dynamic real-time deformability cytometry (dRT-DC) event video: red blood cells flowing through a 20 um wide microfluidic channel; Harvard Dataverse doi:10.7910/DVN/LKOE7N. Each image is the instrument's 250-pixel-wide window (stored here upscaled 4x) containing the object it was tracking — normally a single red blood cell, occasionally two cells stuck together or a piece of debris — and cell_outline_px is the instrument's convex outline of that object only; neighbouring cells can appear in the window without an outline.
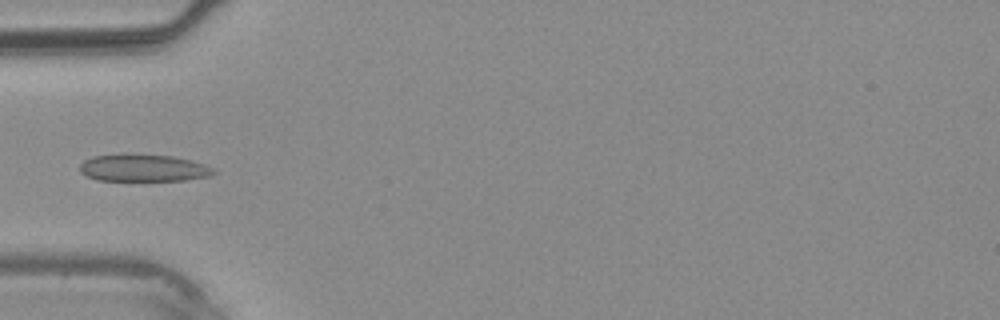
{"species": "common noctule bat (a hibernating species)", "species_latin": "Nyctalus noctula", "temperature_condition": "warm", "stored_images_in_passage": 33, "camera_frame_rate_fps": 3000, "um_per_image_px": 0.085, "animal": {"sex": "male", "body_mass_g": 20.4}, "frame": {"image": 1, "passage_image": 8, "time_ms": 2.333, "image_size_px": [1000, 320], "cell_outline_px": [[216, 172], [212, 176], [184, 180], [96, 180], [80, 172], [80, 164], [84, 160], [92, 156], [124, 152], [128, 152], [172, 156], [204, 164], [212, 168]], "centroid_in_image_um": [12.14, 14.24], "position_along_channel_um": 72.9, "area_um2": 21.56}}
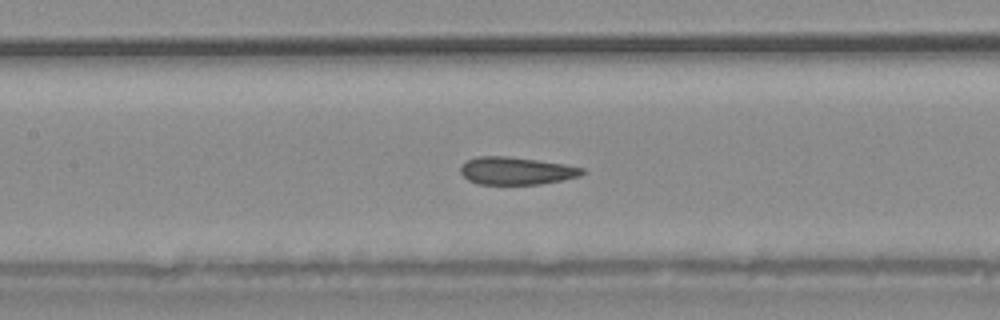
{"frame": {"image": 2, "passage_image": 13, "time_ms": 4.0, "image_size_px": [1000, 320], "cell_outline_px": [[588, 172], [580, 176], [564, 180], [540, 184], [476, 184], [468, 180], [460, 172], [460, 168], [468, 160], [476, 156], [508, 156], [564, 164], [584, 168]], "centroid_in_image_um": [43.92, 14.52], "position_along_channel_um": 163.5, "area_um2": 19.65}}
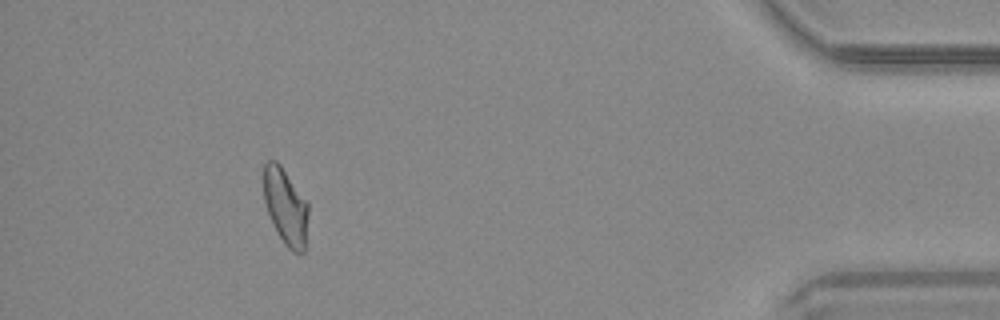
{"frame": {"image": 3, "passage_image": 30, "time_ms": 9.667, "image_size_px": [1000, 320], "cell_outline_px": [[308, 216], [304, 252], [292, 252], [284, 244], [276, 232], [268, 212], [264, 200], [264, 164], [268, 160], [276, 160], [280, 164], [308, 200]], "centroid_in_image_um": [24.29, 17.54], "position_along_channel_um": 410.9, "area_um2": 20.06}}